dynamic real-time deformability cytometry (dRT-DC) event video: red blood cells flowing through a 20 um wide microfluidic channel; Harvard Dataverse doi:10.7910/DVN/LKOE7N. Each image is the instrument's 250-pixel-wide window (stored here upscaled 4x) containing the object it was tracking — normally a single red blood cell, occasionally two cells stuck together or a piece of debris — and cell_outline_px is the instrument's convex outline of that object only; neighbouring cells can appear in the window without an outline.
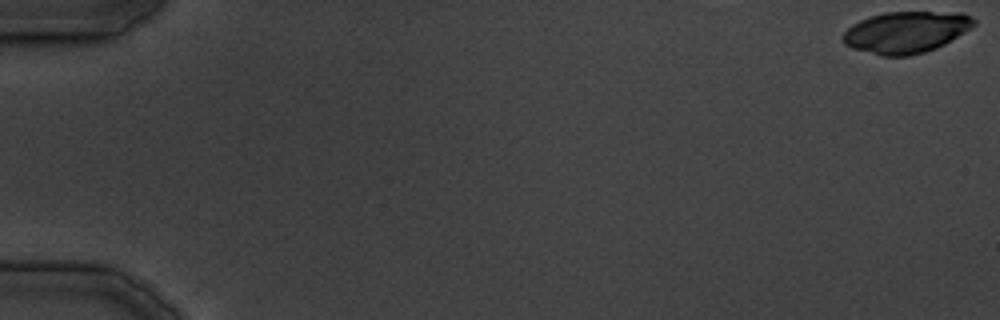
{"species": "common noctule bat (a hibernating species)", "species_latin": "Nyctalus noctula", "temperature_condition": "cold", "stored_images_in_passage": 21, "camera_frame_rate_fps": 3000, "um_per_image_px": 0.085, "animal": {"sex": "male", "body_mass_g": 19.5, "forearm_length_mm": 54.6}, "frame": {"image": 1, "passage_image": 1, "time_ms": 0.0, "image_size_px": [1000, 320], "cell_outline_px": [[976, 24], [964, 32], [944, 44], [936, 48], [924, 52], [908, 56], [880, 56], [852, 48], [844, 44], [840, 40], [840, 36], [852, 24], [868, 16], [884, 12], [964, 12], [972, 16], [976, 20]], "centroid_in_image_um": [76.98, 2.73], "position_along_channel_um": 8.0, "area_um2": 32.08}}
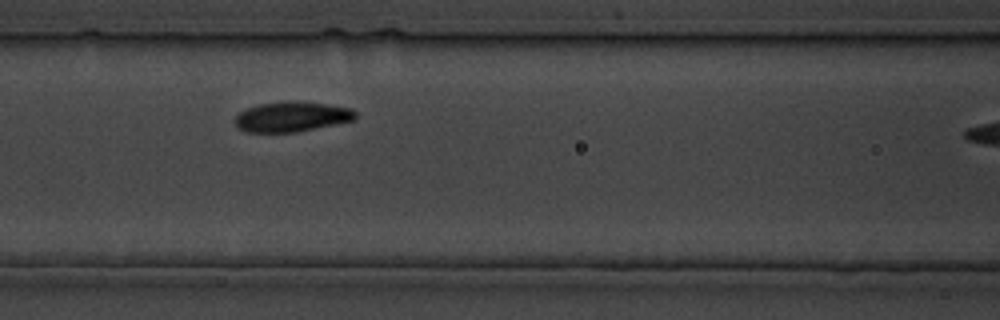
{"frame": {"image": 2, "passage_image": 15, "time_ms": 16.0, "image_size_px": [1000, 320], "cell_outline_px": [[356, 120], [296, 132], [248, 132], [240, 128], [236, 124], [236, 116], [240, 112], [248, 108], [260, 104], [324, 104], [348, 108], [356, 112]], "centroid_in_image_um": [24.82, 9.98], "position_along_channel_um": 141.8, "area_um2": 19.88}}